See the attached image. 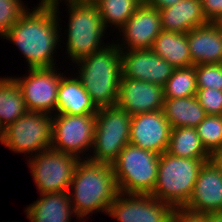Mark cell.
Returning <instances> with one entry per match:
<instances>
[{
	"mask_svg": "<svg viewBox=\"0 0 222 222\" xmlns=\"http://www.w3.org/2000/svg\"><path fill=\"white\" fill-rule=\"evenodd\" d=\"M163 86L121 77L116 106L133 116L163 109Z\"/></svg>",
	"mask_w": 222,
	"mask_h": 222,
	"instance_id": "cell-17",
	"label": "cell"
},
{
	"mask_svg": "<svg viewBox=\"0 0 222 222\" xmlns=\"http://www.w3.org/2000/svg\"><path fill=\"white\" fill-rule=\"evenodd\" d=\"M211 159L214 161V163L219 167V169L222 171V150L216 152Z\"/></svg>",
	"mask_w": 222,
	"mask_h": 222,
	"instance_id": "cell-37",
	"label": "cell"
},
{
	"mask_svg": "<svg viewBox=\"0 0 222 222\" xmlns=\"http://www.w3.org/2000/svg\"><path fill=\"white\" fill-rule=\"evenodd\" d=\"M52 119L51 148L81 159L93 145L96 114H55Z\"/></svg>",
	"mask_w": 222,
	"mask_h": 222,
	"instance_id": "cell-10",
	"label": "cell"
},
{
	"mask_svg": "<svg viewBox=\"0 0 222 222\" xmlns=\"http://www.w3.org/2000/svg\"><path fill=\"white\" fill-rule=\"evenodd\" d=\"M179 1L182 0H148L147 4L157 9H163L172 6Z\"/></svg>",
	"mask_w": 222,
	"mask_h": 222,
	"instance_id": "cell-34",
	"label": "cell"
},
{
	"mask_svg": "<svg viewBox=\"0 0 222 222\" xmlns=\"http://www.w3.org/2000/svg\"><path fill=\"white\" fill-rule=\"evenodd\" d=\"M66 5L70 15L66 50L72 62H77L107 46L100 43L106 29L92 1H73Z\"/></svg>",
	"mask_w": 222,
	"mask_h": 222,
	"instance_id": "cell-5",
	"label": "cell"
},
{
	"mask_svg": "<svg viewBox=\"0 0 222 222\" xmlns=\"http://www.w3.org/2000/svg\"><path fill=\"white\" fill-rule=\"evenodd\" d=\"M52 119L53 116L46 113L27 111L2 131L0 142L11 151L21 154L34 152L36 156L51 148Z\"/></svg>",
	"mask_w": 222,
	"mask_h": 222,
	"instance_id": "cell-8",
	"label": "cell"
},
{
	"mask_svg": "<svg viewBox=\"0 0 222 222\" xmlns=\"http://www.w3.org/2000/svg\"><path fill=\"white\" fill-rule=\"evenodd\" d=\"M197 88H211L222 91V65H195Z\"/></svg>",
	"mask_w": 222,
	"mask_h": 222,
	"instance_id": "cell-30",
	"label": "cell"
},
{
	"mask_svg": "<svg viewBox=\"0 0 222 222\" xmlns=\"http://www.w3.org/2000/svg\"><path fill=\"white\" fill-rule=\"evenodd\" d=\"M184 209L200 214L222 213V171L211 159L201 167Z\"/></svg>",
	"mask_w": 222,
	"mask_h": 222,
	"instance_id": "cell-16",
	"label": "cell"
},
{
	"mask_svg": "<svg viewBox=\"0 0 222 222\" xmlns=\"http://www.w3.org/2000/svg\"><path fill=\"white\" fill-rule=\"evenodd\" d=\"M164 99L191 97L196 95L197 81L195 66L175 68L163 86Z\"/></svg>",
	"mask_w": 222,
	"mask_h": 222,
	"instance_id": "cell-27",
	"label": "cell"
},
{
	"mask_svg": "<svg viewBox=\"0 0 222 222\" xmlns=\"http://www.w3.org/2000/svg\"><path fill=\"white\" fill-rule=\"evenodd\" d=\"M203 11L208 22L215 23L222 17V0H201Z\"/></svg>",
	"mask_w": 222,
	"mask_h": 222,
	"instance_id": "cell-33",
	"label": "cell"
},
{
	"mask_svg": "<svg viewBox=\"0 0 222 222\" xmlns=\"http://www.w3.org/2000/svg\"><path fill=\"white\" fill-rule=\"evenodd\" d=\"M107 29L108 23L120 29L142 4L139 0H93Z\"/></svg>",
	"mask_w": 222,
	"mask_h": 222,
	"instance_id": "cell-26",
	"label": "cell"
},
{
	"mask_svg": "<svg viewBox=\"0 0 222 222\" xmlns=\"http://www.w3.org/2000/svg\"><path fill=\"white\" fill-rule=\"evenodd\" d=\"M80 159L49 148L29 159V168L40 194L68 191Z\"/></svg>",
	"mask_w": 222,
	"mask_h": 222,
	"instance_id": "cell-9",
	"label": "cell"
},
{
	"mask_svg": "<svg viewBox=\"0 0 222 222\" xmlns=\"http://www.w3.org/2000/svg\"><path fill=\"white\" fill-rule=\"evenodd\" d=\"M155 54L168 61L174 68L193 66L187 33L162 30L151 49Z\"/></svg>",
	"mask_w": 222,
	"mask_h": 222,
	"instance_id": "cell-23",
	"label": "cell"
},
{
	"mask_svg": "<svg viewBox=\"0 0 222 222\" xmlns=\"http://www.w3.org/2000/svg\"><path fill=\"white\" fill-rule=\"evenodd\" d=\"M219 28L222 30V17L218 19V21L215 22Z\"/></svg>",
	"mask_w": 222,
	"mask_h": 222,
	"instance_id": "cell-38",
	"label": "cell"
},
{
	"mask_svg": "<svg viewBox=\"0 0 222 222\" xmlns=\"http://www.w3.org/2000/svg\"><path fill=\"white\" fill-rule=\"evenodd\" d=\"M41 198L27 206L26 217L31 222H71L73 208L68 191L40 194Z\"/></svg>",
	"mask_w": 222,
	"mask_h": 222,
	"instance_id": "cell-20",
	"label": "cell"
},
{
	"mask_svg": "<svg viewBox=\"0 0 222 222\" xmlns=\"http://www.w3.org/2000/svg\"><path fill=\"white\" fill-rule=\"evenodd\" d=\"M122 76L164 86L174 67L151 49L120 50Z\"/></svg>",
	"mask_w": 222,
	"mask_h": 222,
	"instance_id": "cell-13",
	"label": "cell"
},
{
	"mask_svg": "<svg viewBox=\"0 0 222 222\" xmlns=\"http://www.w3.org/2000/svg\"><path fill=\"white\" fill-rule=\"evenodd\" d=\"M170 222H206V214L190 212L184 208H174Z\"/></svg>",
	"mask_w": 222,
	"mask_h": 222,
	"instance_id": "cell-32",
	"label": "cell"
},
{
	"mask_svg": "<svg viewBox=\"0 0 222 222\" xmlns=\"http://www.w3.org/2000/svg\"><path fill=\"white\" fill-rule=\"evenodd\" d=\"M141 3H147L148 0H139Z\"/></svg>",
	"mask_w": 222,
	"mask_h": 222,
	"instance_id": "cell-39",
	"label": "cell"
},
{
	"mask_svg": "<svg viewBox=\"0 0 222 222\" xmlns=\"http://www.w3.org/2000/svg\"><path fill=\"white\" fill-rule=\"evenodd\" d=\"M58 10V5L37 6L32 12L27 9L3 36L21 51L28 69L55 67L53 54L60 41Z\"/></svg>",
	"mask_w": 222,
	"mask_h": 222,
	"instance_id": "cell-1",
	"label": "cell"
},
{
	"mask_svg": "<svg viewBox=\"0 0 222 222\" xmlns=\"http://www.w3.org/2000/svg\"><path fill=\"white\" fill-rule=\"evenodd\" d=\"M166 152L176 157L211 160L201 144L196 128L191 127L172 128Z\"/></svg>",
	"mask_w": 222,
	"mask_h": 222,
	"instance_id": "cell-25",
	"label": "cell"
},
{
	"mask_svg": "<svg viewBox=\"0 0 222 222\" xmlns=\"http://www.w3.org/2000/svg\"><path fill=\"white\" fill-rule=\"evenodd\" d=\"M119 30L125 40L124 44L116 43L120 50L152 49L155 39L162 31L159 10L142 3Z\"/></svg>",
	"mask_w": 222,
	"mask_h": 222,
	"instance_id": "cell-15",
	"label": "cell"
},
{
	"mask_svg": "<svg viewBox=\"0 0 222 222\" xmlns=\"http://www.w3.org/2000/svg\"><path fill=\"white\" fill-rule=\"evenodd\" d=\"M82 159L76 165L68 190L74 214L82 219L100 210L108 214L112 202L120 193L113 166Z\"/></svg>",
	"mask_w": 222,
	"mask_h": 222,
	"instance_id": "cell-2",
	"label": "cell"
},
{
	"mask_svg": "<svg viewBox=\"0 0 222 222\" xmlns=\"http://www.w3.org/2000/svg\"><path fill=\"white\" fill-rule=\"evenodd\" d=\"M196 130L202 146L211 157L222 150V115H206Z\"/></svg>",
	"mask_w": 222,
	"mask_h": 222,
	"instance_id": "cell-28",
	"label": "cell"
},
{
	"mask_svg": "<svg viewBox=\"0 0 222 222\" xmlns=\"http://www.w3.org/2000/svg\"><path fill=\"white\" fill-rule=\"evenodd\" d=\"M159 154L127 144L112 164L120 193L151 195L157 180Z\"/></svg>",
	"mask_w": 222,
	"mask_h": 222,
	"instance_id": "cell-6",
	"label": "cell"
},
{
	"mask_svg": "<svg viewBox=\"0 0 222 222\" xmlns=\"http://www.w3.org/2000/svg\"><path fill=\"white\" fill-rule=\"evenodd\" d=\"M171 128H196L206 117V112L199 104L196 95L184 98L164 99L162 109Z\"/></svg>",
	"mask_w": 222,
	"mask_h": 222,
	"instance_id": "cell-22",
	"label": "cell"
},
{
	"mask_svg": "<svg viewBox=\"0 0 222 222\" xmlns=\"http://www.w3.org/2000/svg\"><path fill=\"white\" fill-rule=\"evenodd\" d=\"M161 29L176 33H188L190 30L206 25L201 0H182L172 6L158 9Z\"/></svg>",
	"mask_w": 222,
	"mask_h": 222,
	"instance_id": "cell-19",
	"label": "cell"
},
{
	"mask_svg": "<svg viewBox=\"0 0 222 222\" xmlns=\"http://www.w3.org/2000/svg\"><path fill=\"white\" fill-rule=\"evenodd\" d=\"M61 1V0H60ZM73 1H82V0H66V2H73ZM59 4V0H42L38 6H49L54 7L55 5Z\"/></svg>",
	"mask_w": 222,
	"mask_h": 222,
	"instance_id": "cell-35",
	"label": "cell"
},
{
	"mask_svg": "<svg viewBox=\"0 0 222 222\" xmlns=\"http://www.w3.org/2000/svg\"><path fill=\"white\" fill-rule=\"evenodd\" d=\"M173 210L152 195L119 193L108 214L118 222H170Z\"/></svg>",
	"mask_w": 222,
	"mask_h": 222,
	"instance_id": "cell-12",
	"label": "cell"
},
{
	"mask_svg": "<svg viewBox=\"0 0 222 222\" xmlns=\"http://www.w3.org/2000/svg\"><path fill=\"white\" fill-rule=\"evenodd\" d=\"M21 0H0V36L3 37L10 28L27 11Z\"/></svg>",
	"mask_w": 222,
	"mask_h": 222,
	"instance_id": "cell-29",
	"label": "cell"
},
{
	"mask_svg": "<svg viewBox=\"0 0 222 222\" xmlns=\"http://www.w3.org/2000/svg\"><path fill=\"white\" fill-rule=\"evenodd\" d=\"M171 129L162 110L139 113L131 117L129 143L160 155L167 151Z\"/></svg>",
	"mask_w": 222,
	"mask_h": 222,
	"instance_id": "cell-14",
	"label": "cell"
},
{
	"mask_svg": "<svg viewBox=\"0 0 222 222\" xmlns=\"http://www.w3.org/2000/svg\"><path fill=\"white\" fill-rule=\"evenodd\" d=\"M97 111L81 81L76 77H63L62 73L55 114L84 115L96 114Z\"/></svg>",
	"mask_w": 222,
	"mask_h": 222,
	"instance_id": "cell-21",
	"label": "cell"
},
{
	"mask_svg": "<svg viewBox=\"0 0 222 222\" xmlns=\"http://www.w3.org/2000/svg\"><path fill=\"white\" fill-rule=\"evenodd\" d=\"M131 117L117 106L98 109L92 145L93 156L87 159L112 165L120 151L129 144Z\"/></svg>",
	"mask_w": 222,
	"mask_h": 222,
	"instance_id": "cell-7",
	"label": "cell"
},
{
	"mask_svg": "<svg viewBox=\"0 0 222 222\" xmlns=\"http://www.w3.org/2000/svg\"><path fill=\"white\" fill-rule=\"evenodd\" d=\"M2 131H3V130L0 128V138H1V135H2Z\"/></svg>",
	"mask_w": 222,
	"mask_h": 222,
	"instance_id": "cell-40",
	"label": "cell"
},
{
	"mask_svg": "<svg viewBox=\"0 0 222 222\" xmlns=\"http://www.w3.org/2000/svg\"><path fill=\"white\" fill-rule=\"evenodd\" d=\"M78 79L97 109L114 107L122 76L120 49L116 43L78 60Z\"/></svg>",
	"mask_w": 222,
	"mask_h": 222,
	"instance_id": "cell-3",
	"label": "cell"
},
{
	"mask_svg": "<svg viewBox=\"0 0 222 222\" xmlns=\"http://www.w3.org/2000/svg\"><path fill=\"white\" fill-rule=\"evenodd\" d=\"M208 161L163 152L159 157L157 180L151 195L174 208H183L193 193L201 167Z\"/></svg>",
	"mask_w": 222,
	"mask_h": 222,
	"instance_id": "cell-4",
	"label": "cell"
},
{
	"mask_svg": "<svg viewBox=\"0 0 222 222\" xmlns=\"http://www.w3.org/2000/svg\"><path fill=\"white\" fill-rule=\"evenodd\" d=\"M27 112L14 77L0 78V128L4 130Z\"/></svg>",
	"mask_w": 222,
	"mask_h": 222,
	"instance_id": "cell-24",
	"label": "cell"
},
{
	"mask_svg": "<svg viewBox=\"0 0 222 222\" xmlns=\"http://www.w3.org/2000/svg\"><path fill=\"white\" fill-rule=\"evenodd\" d=\"M196 98L207 115H222V91L211 88H197Z\"/></svg>",
	"mask_w": 222,
	"mask_h": 222,
	"instance_id": "cell-31",
	"label": "cell"
},
{
	"mask_svg": "<svg viewBox=\"0 0 222 222\" xmlns=\"http://www.w3.org/2000/svg\"><path fill=\"white\" fill-rule=\"evenodd\" d=\"M206 222H222V213L206 214Z\"/></svg>",
	"mask_w": 222,
	"mask_h": 222,
	"instance_id": "cell-36",
	"label": "cell"
},
{
	"mask_svg": "<svg viewBox=\"0 0 222 222\" xmlns=\"http://www.w3.org/2000/svg\"><path fill=\"white\" fill-rule=\"evenodd\" d=\"M187 41L193 65L221 64L222 30L216 23L196 27L187 33Z\"/></svg>",
	"mask_w": 222,
	"mask_h": 222,
	"instance_id": "cell-18",
	"label": "cell"
},
{
	"mask_svg": "<svg viewBox=\"0 0 222 222\" xmlns=\"http://www.w3.org/2000/svg\"><path fill=\"white\" fill-rule=\"evenodd\" d=\"M55 69V67L29 69V75L14 78L21 90L27 111L54 114L62 78Z\"/></svg>",
	"mask_w": 222,
	"mask_h": 222,
	"instance_id": "cell-11",
	"label": "cell"
}]
</instances>
